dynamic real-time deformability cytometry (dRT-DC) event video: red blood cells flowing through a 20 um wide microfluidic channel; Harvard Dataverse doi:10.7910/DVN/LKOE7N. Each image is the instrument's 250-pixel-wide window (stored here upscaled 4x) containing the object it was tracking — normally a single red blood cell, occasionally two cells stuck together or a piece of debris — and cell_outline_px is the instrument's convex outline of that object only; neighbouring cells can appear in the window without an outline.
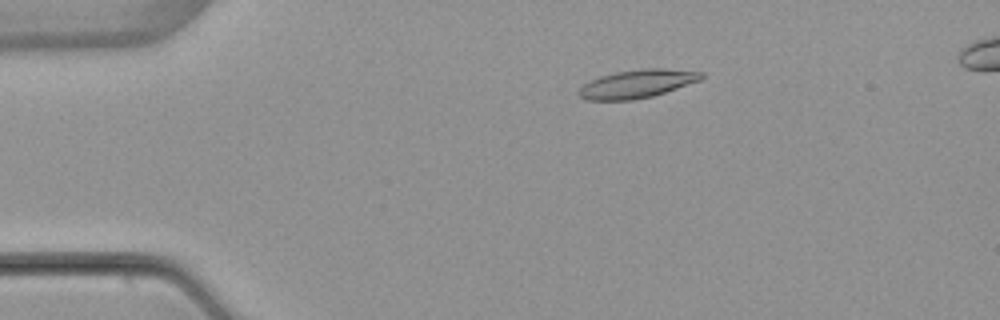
{"species": "common noctule bat (a hibernating species)", "species_latin": "Nyctalus noctula", "temperature_condition": "warm", "stored_images_in_passage": 4, "camera_frame_rate_fps": 3000, "um_per_image_px": 0.085, "animal": {"sex": "female", "body_mass_g": 22.7, "forearm_length_mm": 54.2}, "frame": {"image": 1, "passage_image": 2, "time_ms": 1.333, "image_size_px": [1000, 320], "cell_outline_px": [[704, 76], [700, 80], [652, 96], [632, 100], [588, 100], [580, 96], [576, 92], [588, 80], [600, 76], [616, 72], [640, 68], [664, 68], [704, 72]], "centroid_in_image_um": [54.13, 7.11], "position_along_channel_um": 30.9, "area_um2": 20.17}}